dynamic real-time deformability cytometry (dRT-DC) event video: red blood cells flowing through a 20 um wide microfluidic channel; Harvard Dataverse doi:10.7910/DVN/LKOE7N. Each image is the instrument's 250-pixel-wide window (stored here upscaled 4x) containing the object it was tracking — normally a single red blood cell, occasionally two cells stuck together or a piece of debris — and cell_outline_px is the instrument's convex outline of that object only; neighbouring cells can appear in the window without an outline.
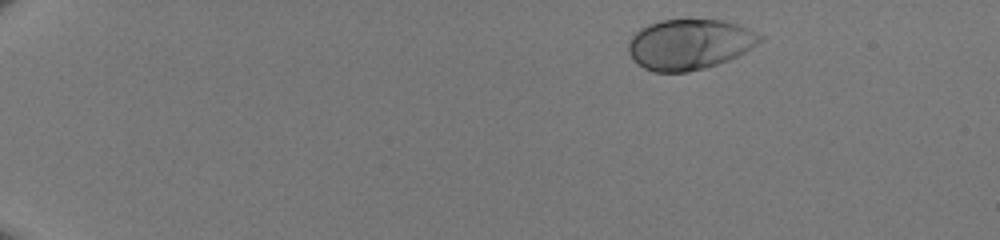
{"species": "human", "species_latin": "Homo sapiens", "temperature_condition": "room temperature", "stored_images_in_passage": 43, "camera_frame_rate_fps": 3000, "um_per_image_px": 0.085, "donor": {"sex": "male"}, "frame": {"image": 1, "passage_image": 1, "time_ms": 0.0, "image_size_px": [1000, 240], "cell_outline_px": [[764, 40], [744, 52], [728, 60], [704, 68], [688, 72], [656, 72], [644, 68], [632, 60], [628, 52], [628, 40], [640, 28], [648, 24], [660, 20], [724, 20], [736, 24], [756, 32], [764, 36]], "centroid_in_image_um": [58.58, 3.77], "position_along_channel_um": 26.4, "area_um2": 38.67}}
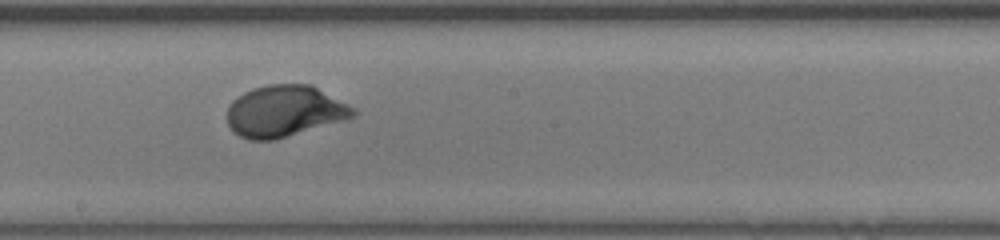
{"frame": {"image": 2, "passage_image": 24, "time_ms": 7.667, "image_size_px": [1000, 240], "cell_outline_px": [[356, 116], [348, 120], [276, 140], [248, 140], [232, 132], [228, 124], [228, 108], [232, 100], [244, 92], [252, 88], [268, 84], [312, 84], [356, 108]], "centroid_in_image_um": [24.23, 9.46], "position_along_channel_um": 224.0, "area_um2": 38.49}}
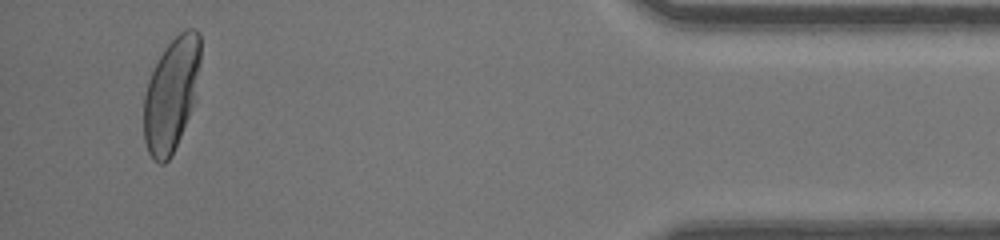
{"frame": {"image": 3, "passage_image": 41, "time_ms": 13.333, "image_size_px": [1000, 240], "cell_outline_px": [[200, 64], [192, 104], [188, 116], [180, 136], [168, 160], [164, 164], [160, 164], [152, 160], [148, 152], [144, 140], [144, 96], [148, 80], [164, 48], [180, 32], [188, 28], [196, 28], [200, 32]], "centroid_in_image_um": [14.54, 8.0], "position_along_channel_um": 420.7, "area_um2": 36.88}}